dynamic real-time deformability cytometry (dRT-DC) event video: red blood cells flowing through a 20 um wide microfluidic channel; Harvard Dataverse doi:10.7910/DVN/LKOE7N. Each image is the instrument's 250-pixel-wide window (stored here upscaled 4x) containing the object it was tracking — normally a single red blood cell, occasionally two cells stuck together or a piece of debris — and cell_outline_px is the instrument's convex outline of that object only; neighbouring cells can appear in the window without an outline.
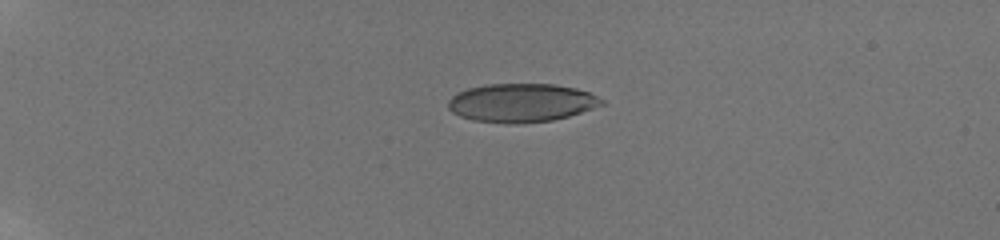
{"species": "human", "species_latin": "Homo sapiens", "temperature_condition": "room temperature", "stored_images_in_passage": 42, "camera_frame_rate_fps": 3000, "um_per_image_px": 0.085, "donor": {"sex": "male"}, "frame": {"image": 1, "passage_image": 1, "time_ms": 0.0, "image_size_px": [1000, 240], "cell_outline_px": [[604, 104], [568, 116], [552, 120], [516, 124], [512, 124], [472, 120], [460, 116], [452, 112], [448, 108], [448, 100], [456, 92], [468, 88], [484, 84], [556, 84], [576, 88], [588, 92], [604, 100]], "centroid_in_image_um": [44.28, 8.73], "position_along_channel_um": 40.7, "area_um2": 34.51}}
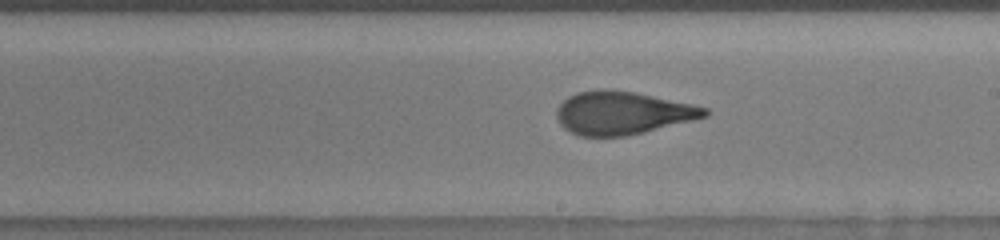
{"frame": {"image": 2, "passage_image": 22, "time_ms": 7.0, "image_size_px": [1000, 240], "cell_outline_px": [[708, 116], [644, 132], [624, 136], [580, 136], [564, 128], [560, 124], [556, 116], [556, 108], [568, 96], [576, 92], [596, 88], [604, 88], [632, 92], [692, 104], [708, 108]], "centroid_in_image_um": [52.86, 9.59], "position_along_channel_um": 236.1, "area_um2": 36.99}}
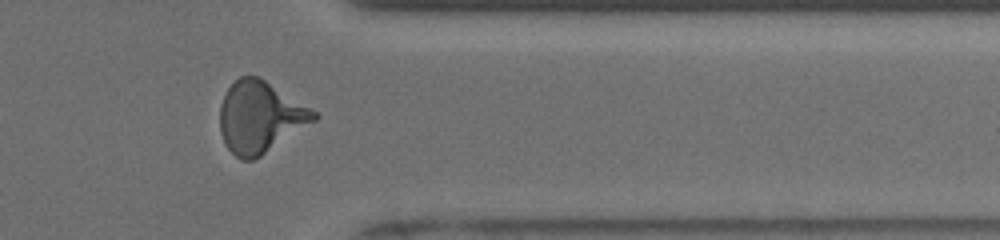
{"frame": {"image": 3, "passage_image": 34, "time_ms": 11.0, "image_size_px": [1000, 240], "cell_outline_px": [[320, 116], [316, 120], [260, 156], [252, 160], [240, 160], [224, 144], [220, 132], [220, 104], [228, 88], [240, 76], [256, 76], [264, 80], [316, 112]], "centroid_in_image_um": [22.07, 9.97], "position_along_channel_um": 389.3, "area_um2": 38.49}, "authors_computed_cell_mechanics": {"area_um2": 36.7319, "velocity_mm_per_s": 3.8934, "shape_relaxation_time_tau1_ms": 5.5837, "shape_relaxation_time_tau2_ms": 0.864, "deformation_change_tau1": 0.2233, "deformation_change_tau2": 0.0828}}